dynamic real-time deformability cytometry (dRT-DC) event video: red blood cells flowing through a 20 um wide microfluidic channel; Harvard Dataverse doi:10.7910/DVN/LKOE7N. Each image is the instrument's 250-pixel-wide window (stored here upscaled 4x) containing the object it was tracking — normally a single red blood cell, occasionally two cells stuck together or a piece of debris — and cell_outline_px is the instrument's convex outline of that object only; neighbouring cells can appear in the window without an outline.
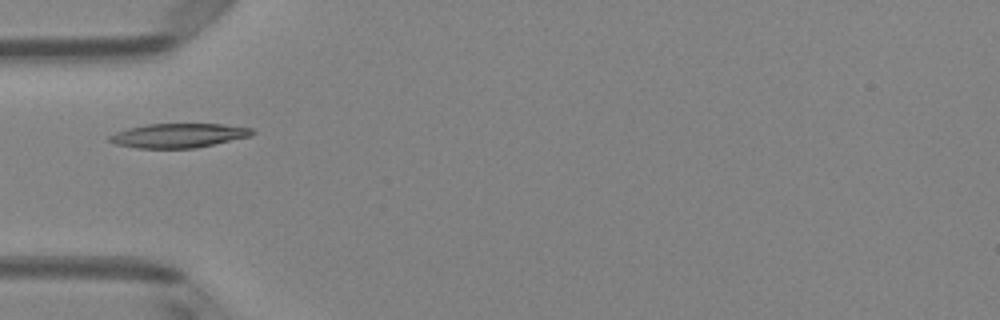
{"species": "Egyptian fruit bat (a non-hibernating species)", "species_latin": "Rousettus aegyptiacus", "temperature_condition": "room temperature", "stored_images_in_passage": 5, "camera_frame_rate_fps": 3000, "um_per_image_px": 0.085, "animal": {"sex": "female"}, "frame": {"image": 1, "passage_image": 5, "time_ms": 1.333, "image_size_px": [1000, 320], "cell_outline_px": [[256, 132], [252, 136], [196, 148], [136, 148], [116, 144], [108, 140], [108, 136], [116, 132], [128, 128], [148, 124], [220, 124], [252, 128]], "centroid_in_image_um": [15.19, 11.52], "position_along_channel_um": 69.8, "area_um2": 20.17}}